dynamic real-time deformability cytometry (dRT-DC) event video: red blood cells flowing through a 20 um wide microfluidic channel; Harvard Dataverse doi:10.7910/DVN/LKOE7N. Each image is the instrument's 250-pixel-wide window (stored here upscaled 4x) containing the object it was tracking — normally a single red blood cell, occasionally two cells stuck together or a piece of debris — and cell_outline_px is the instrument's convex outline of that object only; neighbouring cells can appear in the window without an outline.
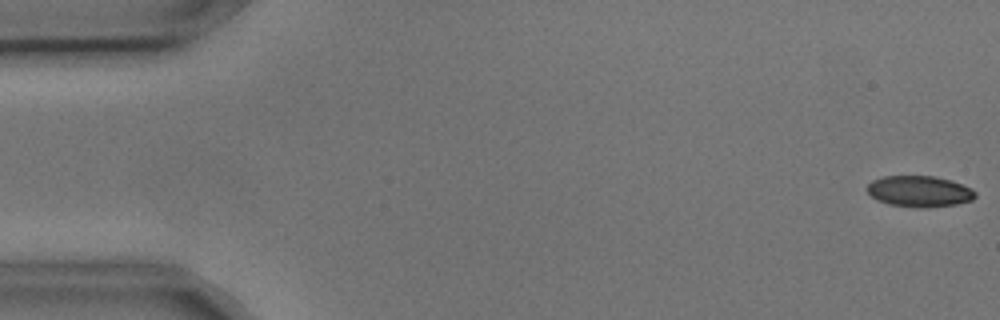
{"species": "common noctule bat (a hibernating species)", "species_latin": "Nyctalus noctula", "temperature_condition": "cold", "stored_images_in_passage": 6, "camera_frame_rate_fps": 3000, "um_per_image_px": 0.085, "animal": {"sex": "male", "body_mass_g": 17.9, "forearm_length_mm": 54.2}, "frame": {"image": 1, "passage_image": 1, "time_ms": 0.0, "image_size_px": [1000, 320], "cell_outline_px": [[976, 196], [972, 200], [956, 204], [928, 208], [916, 208], [888, 204], [876, 200], [864, 188], [872, 180], [884, 176], [936, 176], [952, 180], [972, 188], [976, 192]], "centroid_in_image_um": [78.14, 16.27], "position_along_channel_um": 6.9, "area_um2": 19.94}}